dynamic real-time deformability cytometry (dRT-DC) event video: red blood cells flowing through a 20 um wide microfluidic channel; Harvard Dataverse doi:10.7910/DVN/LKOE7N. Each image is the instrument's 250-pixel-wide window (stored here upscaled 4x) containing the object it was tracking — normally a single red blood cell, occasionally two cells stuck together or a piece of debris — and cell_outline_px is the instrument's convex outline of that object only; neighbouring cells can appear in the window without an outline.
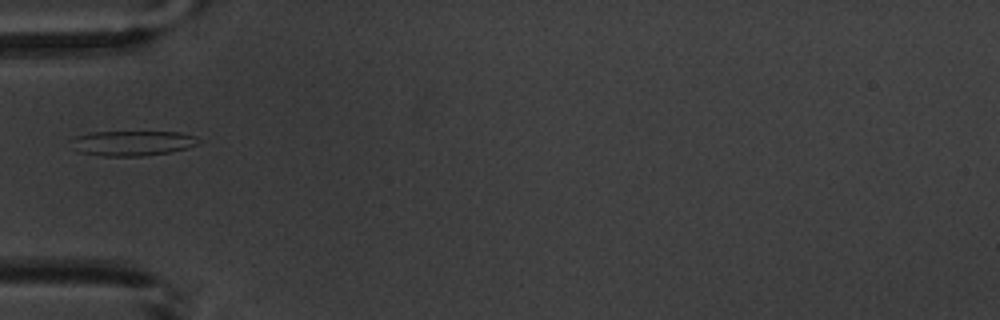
{"species": "common noctule bat (a hibernating species)", "species_latin": "Nyctalus noctula", "temperature_condition": "warm", "stored_images_in_passage": 2, "camera_frame_rate_fps": 3000, "um_per_image_px": 0.085, "animal": {"sex": "male", "body_mass_g": 20.1, "forearm_length_mm": 53.5}, "frame": {"image": 1, "passage_image": 2, "time_ms": 2.0, "image_size_px": [1000, 320], "cell_outline_px": [[200, 144], [188, 148], [172, 152], [140, 156], [100, 156], [76, 152], [68, 140], [76, 136], [88, 132], [180, 132], [196, 136], [200, 140]], "centroid_in_image_um": [11.22, 12.17], "position_along_channel_um": 73.8, "area_um2": 19.02}}